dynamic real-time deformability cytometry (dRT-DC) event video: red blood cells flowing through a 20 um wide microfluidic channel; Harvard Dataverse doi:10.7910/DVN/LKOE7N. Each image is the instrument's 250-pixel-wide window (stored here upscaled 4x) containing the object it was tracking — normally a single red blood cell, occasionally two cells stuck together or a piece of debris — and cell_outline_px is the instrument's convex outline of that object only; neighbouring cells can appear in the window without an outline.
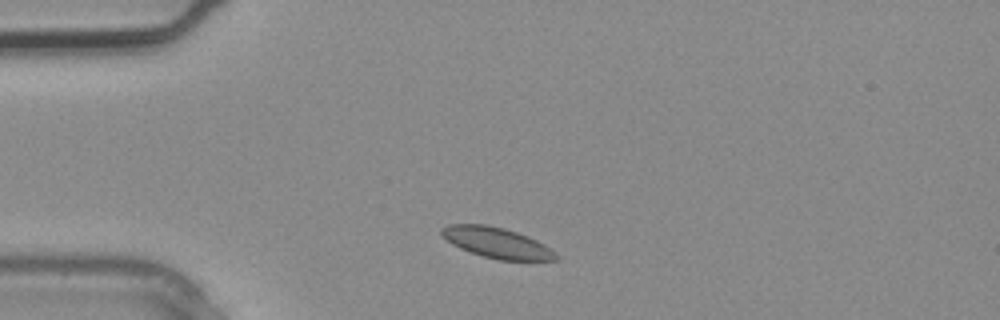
{"species": "common noctule bat (a hibernating species)", "species_latin": "Nyctalus noctula", "temperature_condition": "warm", "stored_images_in_passage": 1, "camera_frame_rate_fps": 3000, "um_per_image_px": 0.085, "animal": {"sex": "male", "body_mass_g": 20.4}, "frame": {"image": 1, "passage_image": 1, "time_ms": 0.0, "image_size_px": [1000, 320], "cell_outline_px": [[560, 260], [500, 260], [484, 256], [460, 248], [452, 244], [440, 232], [440, 228], [448, 224], [488, 224], [504, 228], [528, 236], [544, 244], [556, 252], [560, 256]], "centroid_in_image_um": [42.26, 20.63], "position_along_channel_um": 42.7, "area_um2": 20.35}}